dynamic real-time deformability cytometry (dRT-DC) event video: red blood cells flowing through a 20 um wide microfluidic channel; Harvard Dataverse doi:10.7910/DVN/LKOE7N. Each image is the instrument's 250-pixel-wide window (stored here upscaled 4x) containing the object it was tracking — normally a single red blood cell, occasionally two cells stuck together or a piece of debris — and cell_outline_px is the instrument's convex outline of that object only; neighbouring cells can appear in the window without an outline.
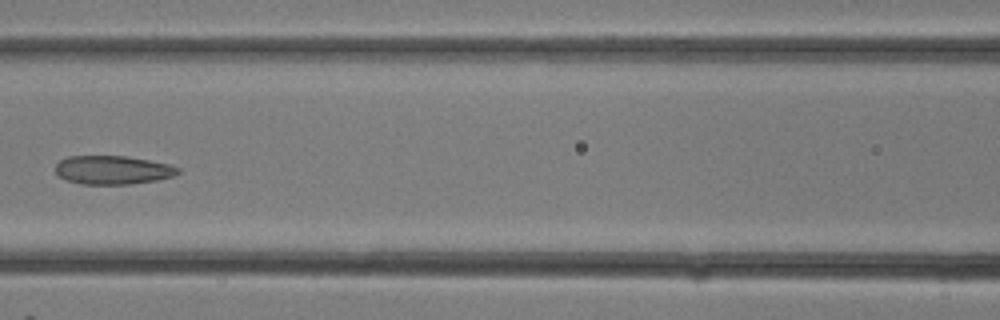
{"species": "common noctule bat (a hibernating species)", "species_latin": "Nyctalus noctula", "temperature_condition": "room temperature", "stored_images_in_passage": 6, "camera_frame_rate_fps": 3000, "um_per_image_px": 0.085, "animal": {"sex": "female"}, "frame": {"image": 1, "passage_image": 5, "time_ms": 1.333, "image_size_px": [1000, 320], "cell_outline_px": [[180, 172], [172, 176], [156, 180], [128, 184], [80, 184], [56, 176], [56, 164], [60, 160], [68, 156], [124, 156], [148, 160], [168, 164], [180, 168]], "centroid_in_image_um": [9.55, 14.45], "position_along_channel_um": 157.1, "area_um2": 20.35}}